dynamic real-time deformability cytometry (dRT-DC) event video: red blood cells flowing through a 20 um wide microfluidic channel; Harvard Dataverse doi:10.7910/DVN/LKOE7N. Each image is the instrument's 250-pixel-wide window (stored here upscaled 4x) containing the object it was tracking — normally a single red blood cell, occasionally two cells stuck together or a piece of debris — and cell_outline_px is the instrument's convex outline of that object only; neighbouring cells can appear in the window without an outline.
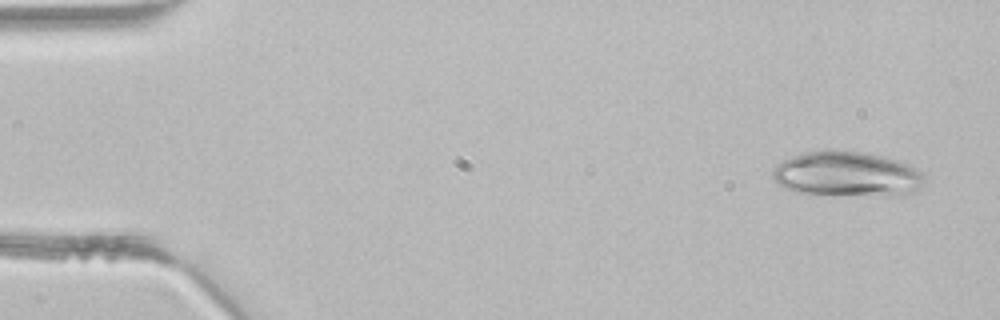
{"species": "common noctule bat (a hibernating species)", "species_latin": "Nyctalus noctula", "temperature_condition": "room temperature", "stored_images_in_passage": 2, "camera_frame_rate_fps": 3000, "um_per_image_px": 0.085, "animal": {"sex": "male", "body_mass_g": 21.5, "forearm_length_mm": 52.0}, "frame": {"image": 1, "passage_image": 2, "time_ms": 0.333, "image_size_px": [1000, 320], "cell_outline_px": [[924, 184], [916, 192], [904, 196], [796, 192], [784, 188], [772, 176], [772, 168], [776, 164], [792, 156], [804, 152], [824, 148], [828, 148], [860, 152], [880, 156], [896, 160], [908, 164], [924, 172]], "centroid_in_image_um": [72.02, 14.78], "position_along_channel_um": 13.0, "area_um2": 40.06}}